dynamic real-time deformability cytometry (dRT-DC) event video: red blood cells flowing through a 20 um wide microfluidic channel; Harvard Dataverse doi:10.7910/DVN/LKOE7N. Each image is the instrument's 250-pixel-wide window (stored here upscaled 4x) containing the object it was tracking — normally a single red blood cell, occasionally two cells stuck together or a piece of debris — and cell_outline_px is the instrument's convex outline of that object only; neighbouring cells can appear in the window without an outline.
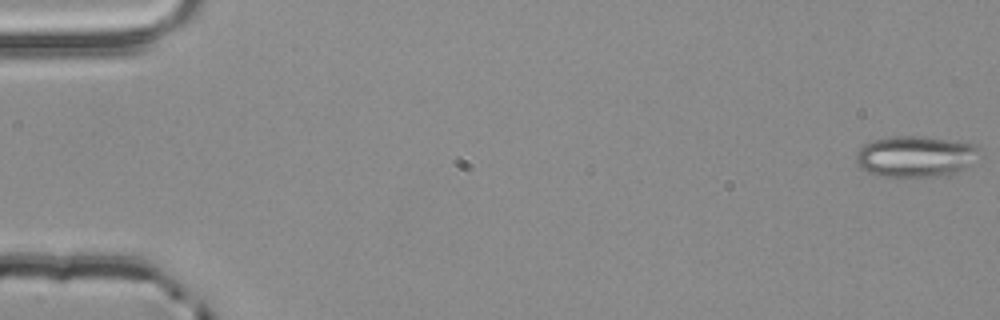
{"species": "common noctule bat (a hibernating species)", "species_latin": "Nyctalus noctula", "temperature_condition": "room temperature", "stored_images_in_passage": 55, "camera_frame_rate_fps": 3000, "um_per_image_px": 0.085, "animal": {"sex": "male", "body_mass_g": 20.4}, "frame": {"image": 1, "passage_image": 1, "time_ms": 0.0, "image_size_px": [1000, 320], "cell_outline_px": [[980, 148], [972, 164], [948, 176], [884, 176], [868, 172], [860, 168], [856, 160], [856, 152], [864, 144], [872, 140], [896, 136], [916, 136], [972, 144]], "centroid_in_image_um": [77.78, 13.31], "position_along_channel_um": 7.2, "area_um2": 29.13}}
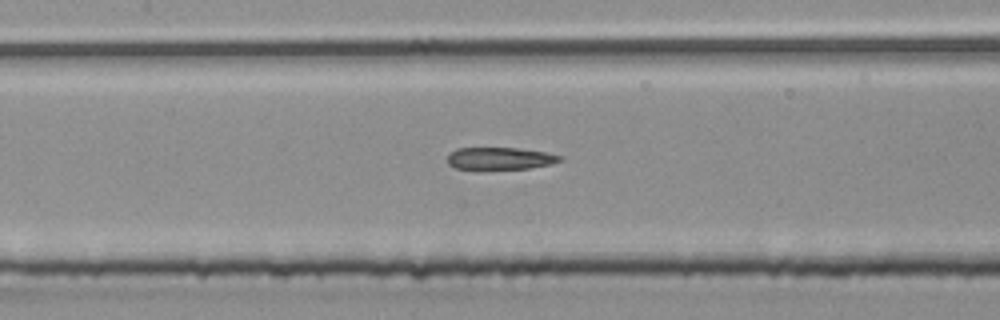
{"frame": {"image": 2, "passage_image": 26, "time_ms": 8.333, "image_size_px": [1000, 320], "cell_outline_px": [[564, 160], [552, 164], [532, 168], [480, 172], [476, 172], [456, 168], [448, 164], [448, 156], [456, 148], [516, 148], [544, 152], [564, 156]], "centroid_in_image_um": [42.49, 13.52], "position_along_channel_um": 164.9, "area_um2": 15.49}}
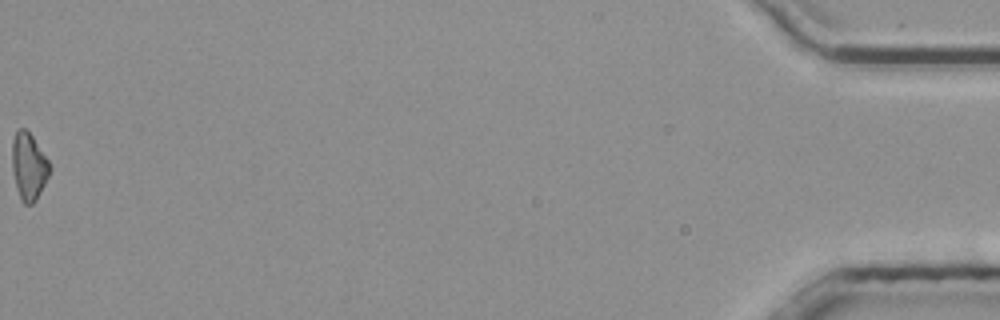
{"frame": {"image": 3, "passage_image": 55, "time_ms": 18.0, "image_size_px": [1000, 320], "cell_outline_px": [[48, 176], [36, 200], [32, 204], [24, 204], [20, 200], [12, 172], [12, 140], [16, 132], [20, 128], [24, 128], [32, 136], [48, 160]], "centroid_in_image_um": [2.4, 14.16], "position_along_channel_um": 432.8, "area_um2": 14.39}, "authors_computed_cell_mechanics": {"area_um2": 15.8372, "velocity_mm_per_s": 3.8899, "shape_relaxation_time_tau1_ms": null, "shape_relaxation_time_tau2_ms": 6.5061, "deformation_change_tau1": null, "deformation_change_tau2": 0.1795}}